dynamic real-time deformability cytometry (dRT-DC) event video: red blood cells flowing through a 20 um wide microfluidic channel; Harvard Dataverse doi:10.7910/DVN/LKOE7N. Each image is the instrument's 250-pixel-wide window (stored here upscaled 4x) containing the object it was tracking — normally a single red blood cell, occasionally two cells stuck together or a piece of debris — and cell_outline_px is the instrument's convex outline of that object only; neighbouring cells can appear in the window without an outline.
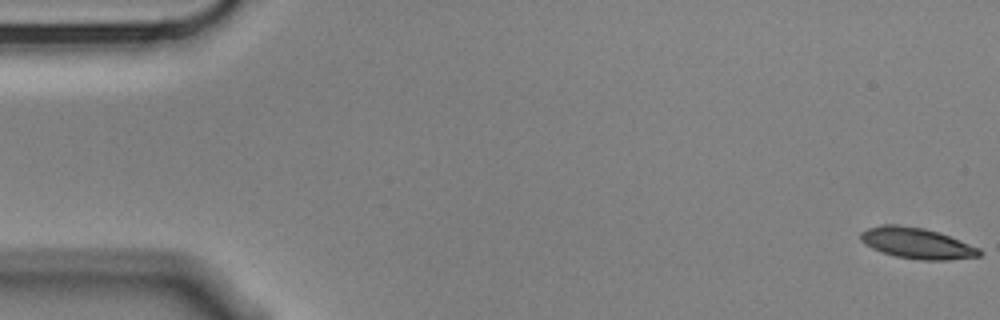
{"species": "Egyptian fruit bat (a non-hibernating species)", "species_latin": "Rousettus aegyptiacus", "temperature_condition": "cold", "stored_images_in_passage": 57, "camera_frame_rate_fps": 3000, "um_per_image_px": 0.085, "animal": {"sex": "male"}, "frame": {"image": 1, "passage_image": 1, "time_ms": 0.0, "image_size_px": [1000, 320], "cell_outline_px": [[984, 252], [980, 256], [948, 260], [920, 260], [896, 256], [872, 248], [864, 244], [860, 240], [860, 232], [868, 228], [884, 224], [896, 224], [924, 228], [940, 232], [980, 248]], "centroid_in_image_um": [77.96, 20.67], "position_along_channel_um": 7.0, "area_um2": 21.5}}
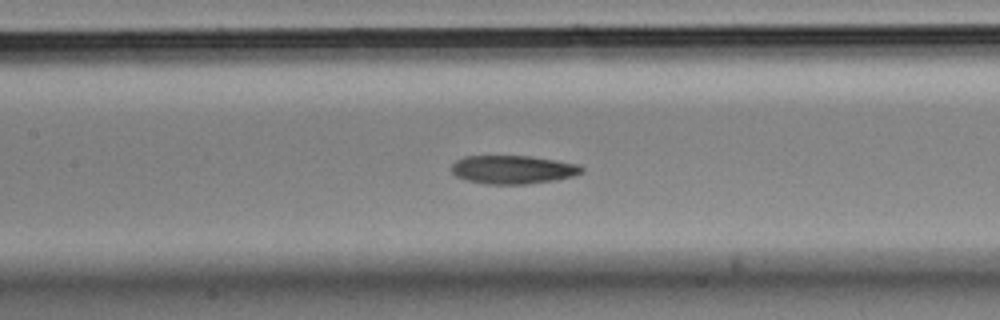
{"frame": {"image": 2, "passage_image": 26, "time_ms": 8.333, "image_size_px": [1000, 320], "cell_outline_px": [[584, 172], [572, 176], [556, 180], [524, 184], [484, 184], [464, 180], [456, 176], [452, 172], [452, 164], [456, 160], [464, 156], [528, 156], [580, 164], [584, 168]], "centroid_in_image_um": [43.59, 14.42], "position_along_channel_um": 163.8, "area_um2": 21.68}}
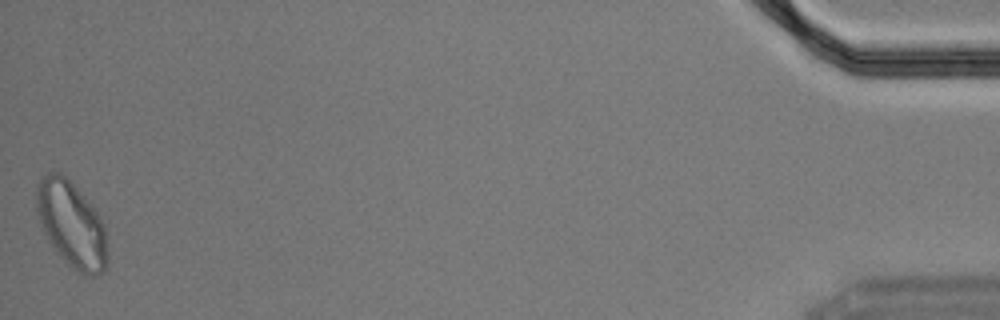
{"frame": {"image": 3, "passage_image": 57, "time_ms": 18.667, "image_size_px": [1000, 320], "cell_outline_px": [[108, 268], [104, 272], [96, 276], [84, 276], [76, 272], [72, 268], [52, 244], [44, 232], [40, 224], [36, 212], [36, 184], [40, 176], [48, 172], [60, 172], [80, 192], [96, 212], [104, 224], [108, 252]], "centroid_in_image_um": [6.09, 19.1], "position_along_channel_um": 429.1, "area_um2": 35.55}, "authors_computed_cell_mechanics": {"area_um2": 22.0218, "velocity_mm_per_s": 3.4986, "shape_relaxation_time_tau1_ms": 4.5849, "shape_relaxation_time_tau2_ms": 4.512, "deformation_change_tau1": 0.1473, "deformation_change_tau2": 0.1155}}